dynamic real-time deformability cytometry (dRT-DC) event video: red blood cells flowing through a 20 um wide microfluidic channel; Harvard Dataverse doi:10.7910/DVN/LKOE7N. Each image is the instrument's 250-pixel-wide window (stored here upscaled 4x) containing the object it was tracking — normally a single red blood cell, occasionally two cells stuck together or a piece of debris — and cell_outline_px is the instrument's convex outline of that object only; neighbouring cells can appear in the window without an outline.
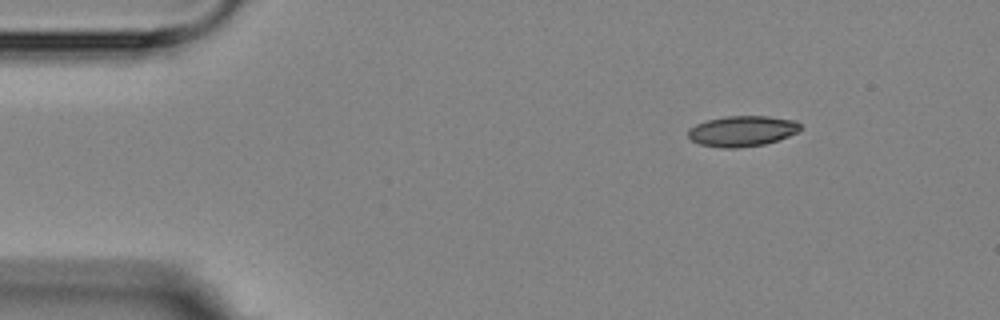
{"species": "Egyptian fruit bat (a non-hibernating species)", "species_latin": "Rousettus aegyptiacus", "temperature_condition": "room temperature", "stored_images_in_passage": 3, "camera_frame_rate_fps": 3000, "um_per_image_px": 0.085, "animal": {"sex": "female"}, "frame": {"image": 1, "passage_image": 1, "time_ms": 0.0, "image_size_px": [1000, 320], "cell_outline_px": [[800, 128], [796, 132], [788, 136], [764, 144], [736, 148], [720, 148], [700, 144], [692, 140], [688, 136], [688, 128], [704, 120], [724, 116], [768, 116], [796, 120], [800, 124]], "centroid_in_image_um": [63.04, 11.13], "position_along_channel_um": 22.0, "area_um2": 20.06}}